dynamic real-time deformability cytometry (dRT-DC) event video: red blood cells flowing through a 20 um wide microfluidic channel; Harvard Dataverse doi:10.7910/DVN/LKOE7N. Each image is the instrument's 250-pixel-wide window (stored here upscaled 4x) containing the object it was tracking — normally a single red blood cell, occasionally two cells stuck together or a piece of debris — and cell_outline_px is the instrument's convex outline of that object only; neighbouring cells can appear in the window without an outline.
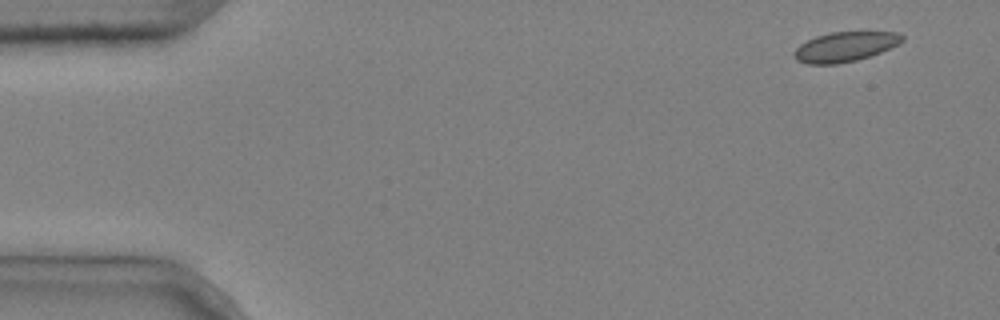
{"species": "common noctule bat (a hibernating species)", "species_latin": "Nyctalus noctula", "temperature_condition": "cold", "stored_images_in_passage": 7, "camera_frame_rate_fps": 3000, "um_per_image_px": 0.085, "animal": {"sex": "male", "body_mass_g": 20.4}, "frame": {"image": 1, "passage_image": 1, "time_ms": 0.0, "image_size_px": [1000, 320], "cell_outline_px": [[904, 40], [880, 52], [856, 60], [836, 64], [808, 64], [796, 60], [792, 56], [792, 52], [800, 44], [816, 36], [832, 32], [900, 32], [904, 36]], "centroid_in_image_um": [71.78, 3.97], "position_along_channel_um": 13.2, "area_um2": 18.61}}
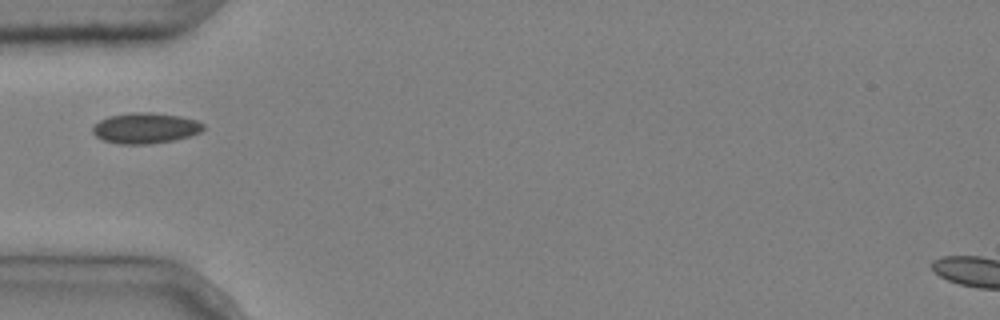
{"frame": {"image": 2, "passage_image": 4, "time_ms": 1.0, "image_size_px": [1000, 320], "cell_outline_px": [[204, 128], [200, 132], [176, 140], [148, 144], [120, 144], [104, 140], [96, 136], [92, 132], [92, 128], [100, 120], [108, 116], [132, 112], [152, 112], [180, 116], [196, 120], [204, 124]], "centroid_in_image_um": [12.36, 10.88], "position_along_channel_um": 72.6, "area_um2": 19.77}}